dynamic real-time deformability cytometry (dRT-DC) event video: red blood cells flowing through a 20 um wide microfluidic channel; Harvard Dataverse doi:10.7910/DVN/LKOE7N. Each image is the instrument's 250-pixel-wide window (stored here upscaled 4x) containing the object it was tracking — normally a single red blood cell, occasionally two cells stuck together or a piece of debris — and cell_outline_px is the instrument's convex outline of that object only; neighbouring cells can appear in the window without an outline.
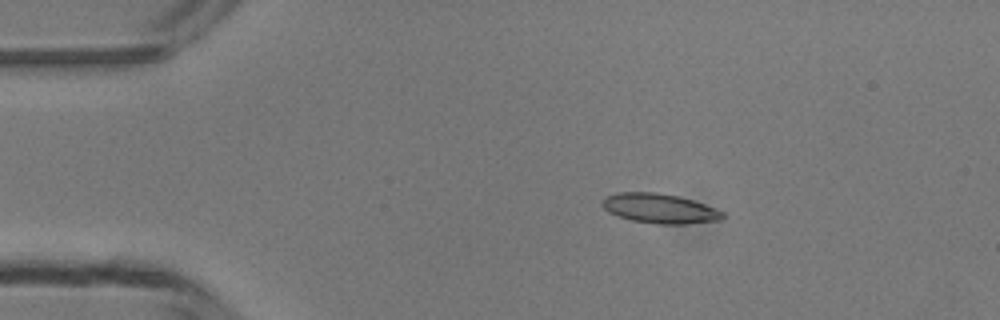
{"species": "common noctule bat (a hibernating species)", "species_latin": "Nyctalus noctula", "temperature_condition": "room temperature", "stored_images_in_passage": 7, "camera_frame_rate_fps": 3000, "um_per_image_px": 0.085, "animal": {"sex": "male", "body_mass_g": 13.3}, "frame": {"image": 1, "passage_image": 3, "time_ms": 2.333, "image_size_px": [1000, 320], "cell_outline_px": [[724, 216], [720, 220], [684, 224], [656, 224], [632, 220], [608, 212], [600, 204], [600, 200], [604, 196], [616, 192], [656, 192], [680, 196], [704, 204], [724, 212]], "centroid_in_image_um": [56.02, 17.7], "position_along_channel_um": 29.0, "area_um2": 20.92}}
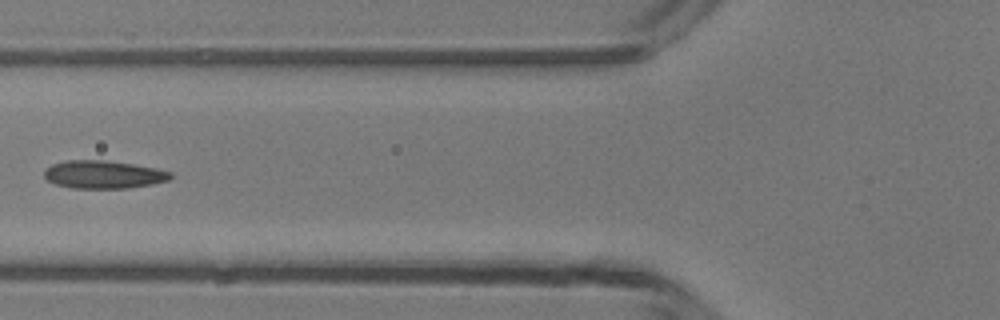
{"frame": {"image": 2, "passage_image": 6, "time_ms": 5.667, "image_size_px": [1000, 320], "cell_outline_px": [[172, 176], [168, 180], [152, 184], [128, 188], [72, 188], [56, 184], [48, 180], [44, 176], [44, 172], [52, 164], [64, 160], [108, 160], [156, 168], [172, 172]], "centroid_in_image_um": [8.8, 14.83], "position_along_channel_um": 117.0, "area_um2": 20.52}}
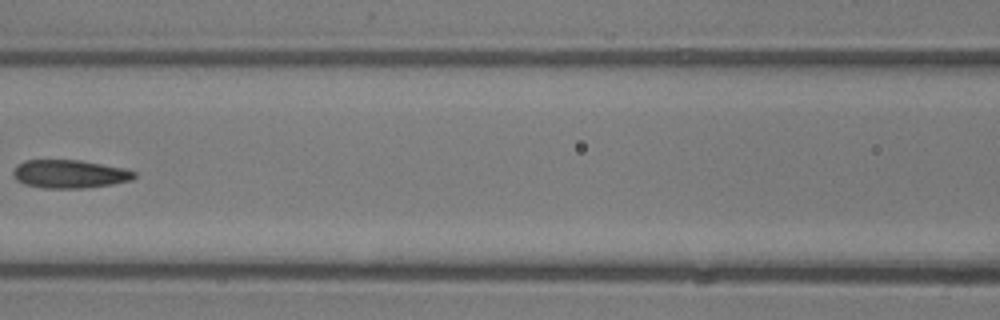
{"frame": {"image": 3, "passage_image": 7, "time_ms": 6.667, "image_size_px": [1000, 320], "cell_outline_px": [[136, 176], [132, 180], [112, 184], [80, 188], [44, 188], [24, 184], [16, 180], [12, 172], [24, 160], [80, 160], [124, 168], [136, 172]], "centroid_in_image_um": [5.93, 14.79], "position_along_channel_um": 160.7, "area_um2": 19.83}}